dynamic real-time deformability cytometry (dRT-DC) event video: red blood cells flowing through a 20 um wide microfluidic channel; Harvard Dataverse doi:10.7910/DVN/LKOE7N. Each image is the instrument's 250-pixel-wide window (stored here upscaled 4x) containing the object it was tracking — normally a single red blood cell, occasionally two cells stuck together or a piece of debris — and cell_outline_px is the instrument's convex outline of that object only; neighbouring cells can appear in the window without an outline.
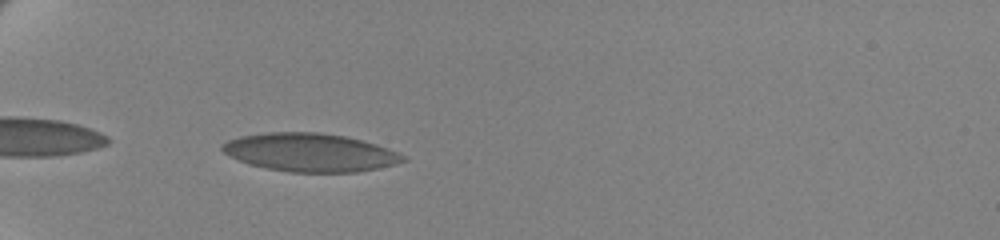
{"species": "human", "species_latin": "Homo sapiens", "temperature_condition": "cold", "stored_images_in_passage": 41, "camera_frame_rate_fps": 3000, "um_per_image_px": 0.085, "donor": {"sex": "female"}, "frame": {"image": 1, "passage_image": 2, "time_ms": 0.333, "image_size_px": [1000, 240], "cell_outline_px": [[408, 160], [396, 164], [356, 172], [288, 172], [248, 164], [228, 156], [220, 148], [220, 144], [228, 140], [240, 136], [268, 132], [316, 132], [344, 136], [376, 144], [396, 152], [404, 156]], "centroid_in_image_um": [26.3, 12.96], "position_along_channel_um": 58.7, "area_um2": 40.17}}
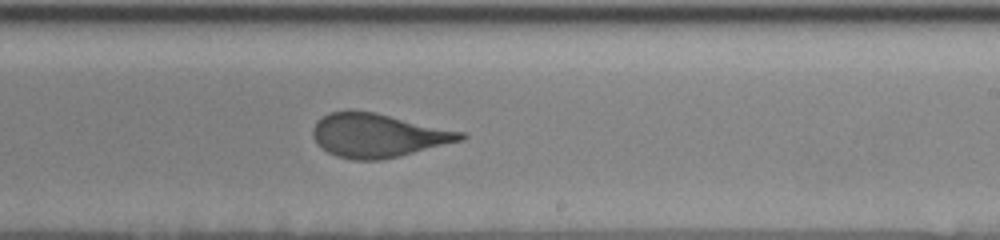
{"frame": {"image": 2, "passage_image": 21, "time_ms": 6.667, "image_size_px": [1000, 240], "cell_outline_px": [[468, 136], [464, 140], [400, 156], [380, 160], [352, 160], [336, 156], [328, 152], [316, 140], [312, 132], [312, 128], [316, 120], [328, 112], [352, 108], [376, 112], [464, 132]], "centroid_in_image_um": [32.12, 11.48], "position_along_channel_um": 256.9, "area_um2": 38.15}}
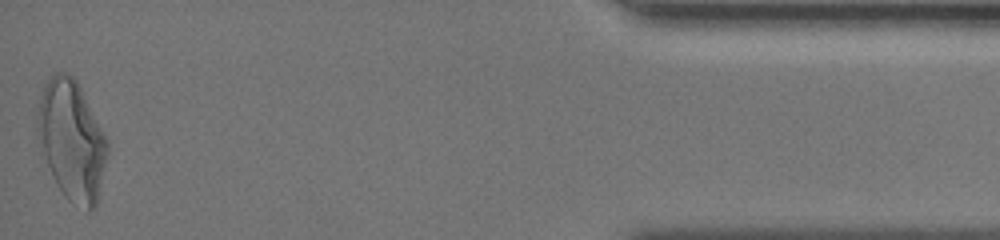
{"frame": {"image": 3, "passage_image": 41, "time_ms": 13.333, "image_size_px": [1000, 240], "cell_outline_px": [[108, 152], [96, 208], [88, 212], [72, 204], [64, 196], [56, 184], [40, 152], [36, 136], [36, 116], [40, 96], [44, 84], [56, 72], [64, 72], [72, 76], [80, 84], [108, 140]], "centroid_in_image_um": [6.08, 11.95], "position_along_channel_um": 429.1, "area_um2": 49.77}, "authors_computed_cell_mechanics": {"area_um2": 38.726, "velocity_mm_per_s": 3.4733, "shape_relaxation_time_tau1_ms": 7.1208, "shape_relaxation_time_tau2_ms": null, "deformation_change_tau1": 0.1776, "deformation_change_tau2": null}}